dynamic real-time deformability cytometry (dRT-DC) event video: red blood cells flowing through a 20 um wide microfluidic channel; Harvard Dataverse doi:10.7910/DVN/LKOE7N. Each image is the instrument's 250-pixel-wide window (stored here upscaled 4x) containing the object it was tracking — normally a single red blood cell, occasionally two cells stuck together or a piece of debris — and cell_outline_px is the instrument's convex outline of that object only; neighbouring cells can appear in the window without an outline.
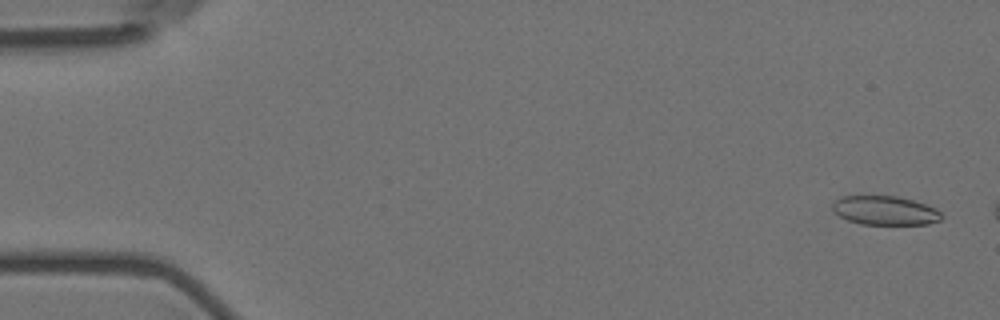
{"species": "Egyptian fruit bat (a non-hibernating species)", "species_latin": "Rousettus aegyptiacus", "temperature_condition": "room temperature", "stored_images_in_passage": 9, "camera_frame_rate_fps": 3000, "um_per_image_px": 0.085, "animal": {"sex": "female"}, "frame": {"image": 1, "passage_image": 2, "time_ms": 0.333, "image_size_px": [1000, 320], "cell_outline_px": [[944, 216], [940, 220], [928, 224], [860, 224], [848, 220], [832, 212], [832, 204], [840, 196], [896, 196], [912, 200], [936, 208]], "centroid_in_image_um": [75.21, 17.89], "position_along_channel_um": 9.8, "area_um2": 18.44}}